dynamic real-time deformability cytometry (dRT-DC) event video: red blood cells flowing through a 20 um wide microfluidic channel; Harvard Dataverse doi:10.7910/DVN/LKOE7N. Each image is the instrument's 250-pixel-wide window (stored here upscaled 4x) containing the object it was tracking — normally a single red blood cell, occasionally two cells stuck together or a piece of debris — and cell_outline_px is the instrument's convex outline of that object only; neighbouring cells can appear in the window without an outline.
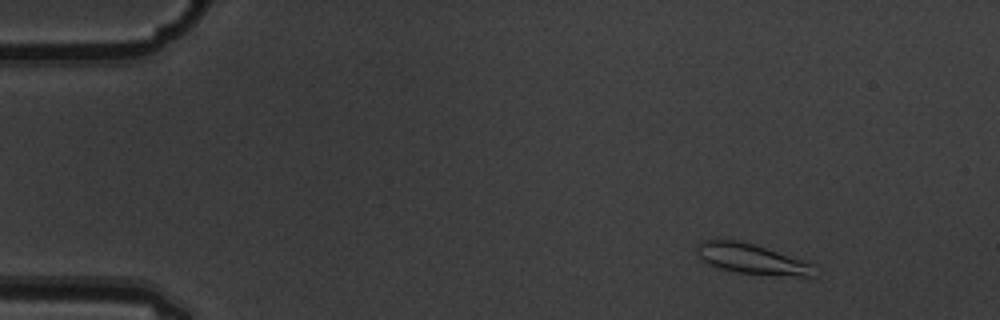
{"species": "common noctule bat (a hibernating species)", "species_latin": "Nyctalus noctula", "temperature_condition": "warm", "stored_images_in_passage": 4, "camera_frame_rate_fps": 3000, "um_per_image_px": 0.085, "animal": {"sex": "male", "body_mass_g": 19.5, "forearm_length_mm": 54.6}, "frame": {"image": 1, "passage_image": 1, "time_ms": 0.0, "image_size_px": [1000, 320], "cell_outline_px": [[816, 264], [812, 276], [804, 276], [736, 272], [720, 268], [708, 264], [696, 252], [696, 248], [704, 240], [740, 240]], "centroid_in_image_um": [63.9, 22.0], "position_along_channel_um": 21.1, "area_um2": 20.11}}
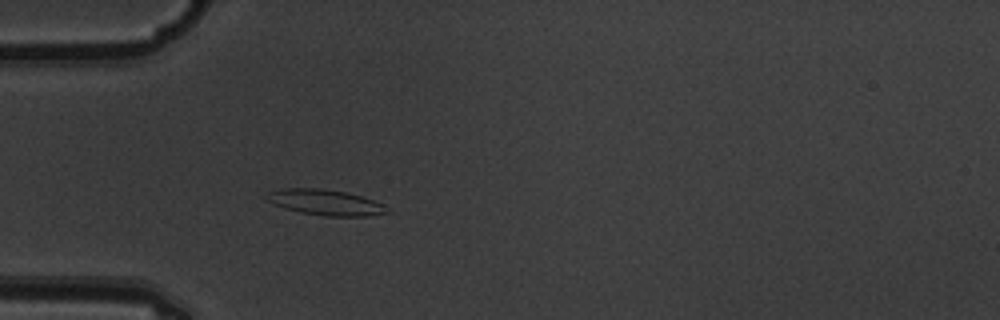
{"frame": {"image": 2, "passage_image": 4, "time_ms": 1.0, "image_size_px": [1000, 320], "cell_outline_px": [[388, 212], [368, 216], [324, 216], [300, 212], [284, 208], [272, 204], [264, 200], [264, 196], [268, 192], [284, 188], [320, 188], [344, 192], [360, 196], [384, 204]], "centroid_in_image_um": [27.57, 17.2], "position_along_channel_um": 57.4, "area_um2": 17.98}}